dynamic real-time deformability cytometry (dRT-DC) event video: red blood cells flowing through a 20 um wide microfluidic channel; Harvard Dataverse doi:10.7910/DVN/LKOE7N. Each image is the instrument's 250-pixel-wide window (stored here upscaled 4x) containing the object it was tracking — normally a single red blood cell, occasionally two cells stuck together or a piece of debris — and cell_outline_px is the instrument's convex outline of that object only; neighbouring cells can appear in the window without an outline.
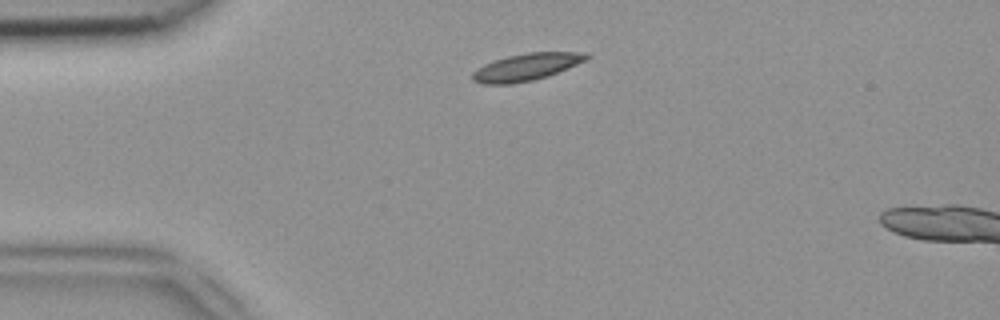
{"species": "common noctule bat (a hibernating species)", "species_latin": "Nyctalus noctula", "temperature_condition": "room temperature", "stored_images_in_passage": 4, "camera_frame_rate_fps": 3000, "um_per_image_px": 0.085, "animal": {"sex": "female", "body_mass_g": 18.4}, "frame": {"image": 1, "passage_image": 1, "time_ms": 0.0, "image_size_px": [1000, 320], "cell_outline_px": [[592, 56], [588, 60], [548, 76], [532, 80], [512, 84], [480, 84], [472, 80], [472, 72], [476, 68], [492, 60], [508, 56], [528, 52], [588, 52]], "centroid_in_image_um": [44.75, 5.69], "position_along_channel_um": 40.2, "area_um2": 18.32}}